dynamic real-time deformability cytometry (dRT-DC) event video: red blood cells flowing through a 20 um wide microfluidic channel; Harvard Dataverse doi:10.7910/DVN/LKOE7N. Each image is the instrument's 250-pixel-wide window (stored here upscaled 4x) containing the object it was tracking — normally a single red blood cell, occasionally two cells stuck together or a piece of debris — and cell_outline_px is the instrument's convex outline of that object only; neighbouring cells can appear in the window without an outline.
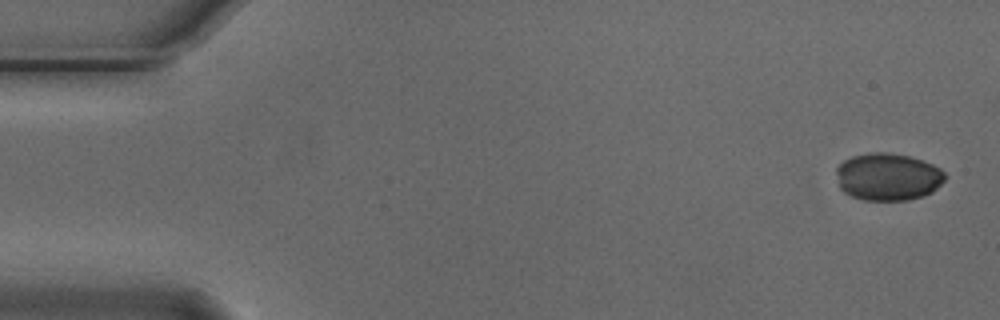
{"species": "Egyptian fruit bat (a non-hibernating species)", "species_latin": "Rousettus aegyptiacus", "temperature_condition": "cold", "stored_images_in_passage": 4, "camera_frame_rate_fps": 3000, "um_per_image_px": 0.085, "animal": {"sex": "male"}, "frame": {"image": 1, "passage_image": 1, "time_ms": 0.0, "image_size_px": [1000, 320], "cell_outline_px": [[948, 176], [932, 192], [924, 196], [908, 200], [864, 200], [852, 196], [844, 192], [840, 188], [836, 172], [836, 168], [844, 160], [852, 156], [872, 152], [884, 152], [908, 156], [932, 164], [940, 168]], "centroid_in_image_um": [75.48, 15.03], "position_along_channel_um": 9.5, "area_um2": 30.0}}